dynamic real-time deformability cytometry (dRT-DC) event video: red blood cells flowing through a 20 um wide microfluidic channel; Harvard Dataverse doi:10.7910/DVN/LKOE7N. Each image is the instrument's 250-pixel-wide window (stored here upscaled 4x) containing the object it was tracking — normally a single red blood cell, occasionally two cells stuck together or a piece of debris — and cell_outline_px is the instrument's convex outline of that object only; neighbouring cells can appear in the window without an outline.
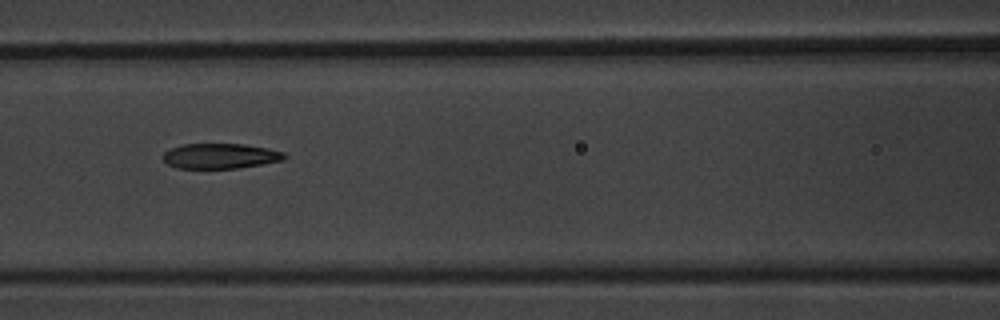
{"species": "common noctule bat (a hibernating species)", "species_latin": "Nyctalus noctula", "temperature_condition": "warm", "stored_images_in_passage": 7, "camera_frame_rate_fps": 3000, "um_per_image_px": 0.085, "animal": {"sex": "male", "body_mass_g": 20.1, "forearm_length_mm": 53.5}, "frame": {"image": 1, "passage_image": 4, "time_ms": 3.333, "image_size_px": [1000, 320], "cell_outline_px": [[288, 156], [284, 160], [236, 168], [176, 168], [168, 164], [164, 160], [164, 152], [180, 144], [244, 144], [268, 148], [284, 152]], "centroid_in_image_um": [18.75, 13.25], "position_along_channel_um": 147.9, "area_um2": 17.74}}
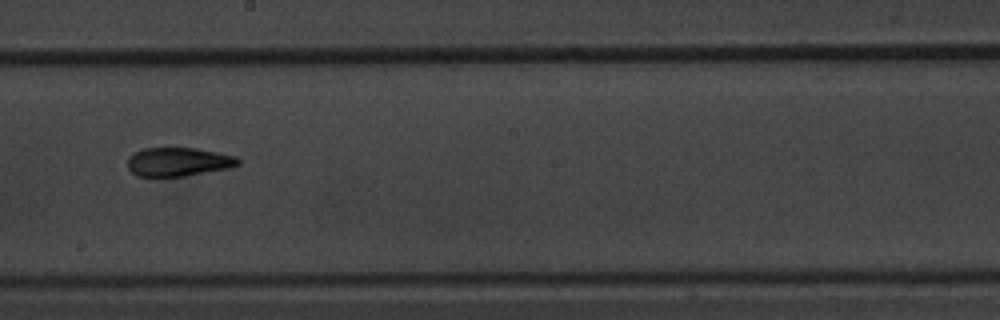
{"frame": {"image": 2, "passage_image": 6, "time_ms": 5.667, "image_size_px": [1000, 320], "cell_outline_px": [[240, 164], [228, 168], [184, 176], [136, 176], [128, 168], [128, 160], [136, 152], [144, 148], [196, 148], [236, 156], [240, 160]], "centroid_in_image_um": [15.18, 13.76], "position_along_channel_um": 233.0, "area_um2": 18.26}}
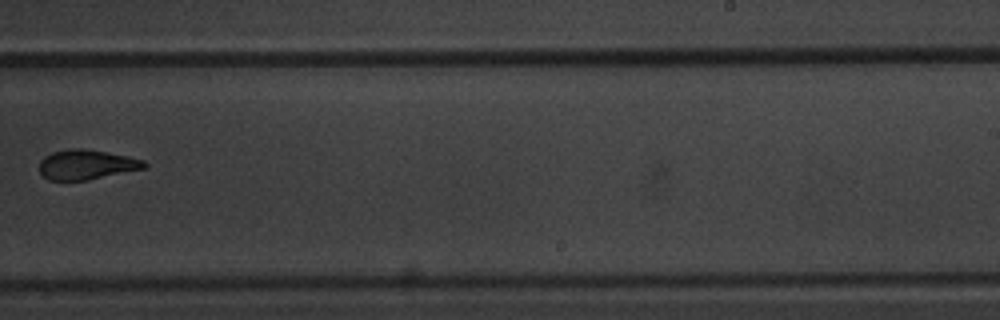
{"frame": {"image": 3, "passage_image": 7, "time_ms": 7.0, "image_size_px": [1000, 320], "cell_outline_px": [[148, 164], [144, 168], [88, 180], [48, 180], [40, 172], [40, 160], [44, 156], [52, 152], [68, 148], [84, 148], [128, 156], [144, 160]], "centroid_in_image_um": [7.33, 13.98], "position_along_channel_um": 281.7, "area_um2": 18.21}}